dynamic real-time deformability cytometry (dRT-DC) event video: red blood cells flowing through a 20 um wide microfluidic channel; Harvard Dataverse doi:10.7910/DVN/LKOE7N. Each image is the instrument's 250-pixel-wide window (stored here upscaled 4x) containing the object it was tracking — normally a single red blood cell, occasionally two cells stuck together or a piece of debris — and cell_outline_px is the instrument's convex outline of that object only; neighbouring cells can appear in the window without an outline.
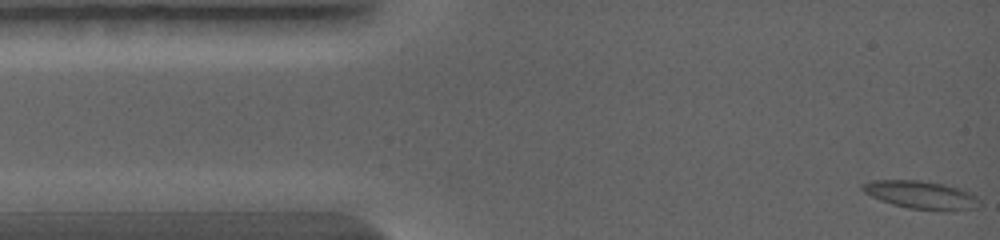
{"species": "common noctule bat (a hibernating species)", "species_latin": "Nyctalus noctula", "temperature_condition": "warm", "stored_images_in_passage": 46, "camera_frame_rate_fps": 5000, "um_per_image_px": 0.085, "animal": {"sex": "female", "body_mass_g": 19.0, "forearm_length_mm": 56.7}, "frame": {"image": 1, "passage_image": 1, "time_ms": 0.0, "image_size_px": [1000, 240], "cell_outline_px": [[980, 204], [976, 208], [948, 212], [944, 212], [908, 208], [892, 204], [880, 200], [864, 192], [860, 188], [860, 184], [872, 180], [920, 180], [944, 184], [964, 188], [972, 192], [980, 200]], "centroid_in_image_um": [78.36, 16.58], "position_along_channel_um": 6.6, "area_um2": 19.71}}
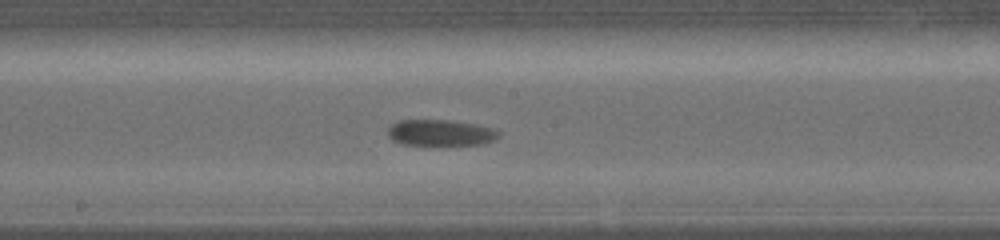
{"frame": {"image": 2, "passage_image": 25, "time_ms": 5.8, "image_size_px": [1000, 240], "cell_outline_px": [[500, 136], [496, 140], [484, 144], [400, 144], [392, 140], [388, 136], [388, 128], [392, 124], [400, 120], [448, 120], [476, 124], [492, 128], [500, 132]], "centroid_in_image_um": [37.46, 11.28], "position_along_channel_um": 210.7, "area_um2": 16.82}}
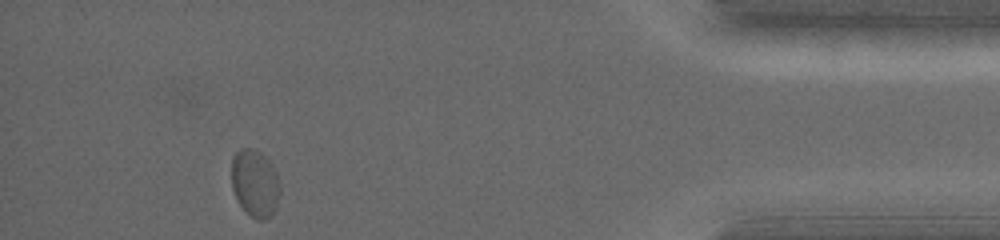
{"frame": {"image": 3, "passage_image": 46, "time_ms": 11.0, "image_size_px": [1000, 240], "cell_outline_px": [[280, 192], [276, 208], [264, 220], [260, 220], [252, 216], [240, 204], [232, 188], [232, 156], [240, 148], [252, 148], [260, 152], [276, 168], [280, 188]], "centroid_in_image_um": [21.69, 15.53], "position_along_channel_um": 413.5, "area_um2": 18.9}}